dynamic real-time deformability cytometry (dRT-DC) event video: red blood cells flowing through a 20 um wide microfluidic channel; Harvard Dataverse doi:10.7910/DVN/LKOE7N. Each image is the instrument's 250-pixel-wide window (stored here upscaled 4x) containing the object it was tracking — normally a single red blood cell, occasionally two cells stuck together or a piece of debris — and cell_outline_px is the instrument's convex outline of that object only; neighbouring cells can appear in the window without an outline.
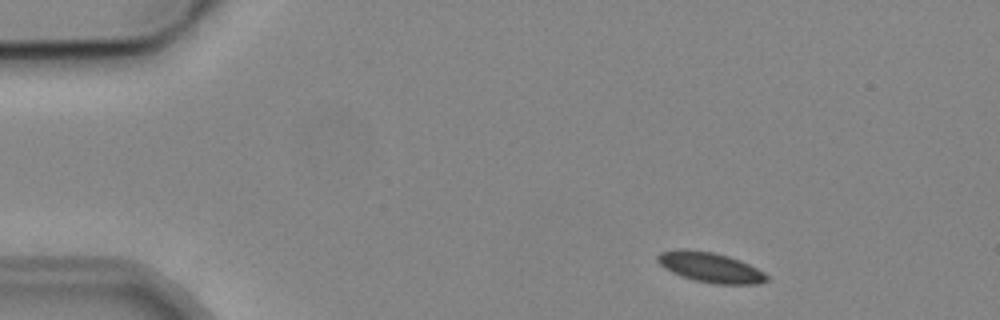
{"species": "common noctule bat (a hibernating species)", "species_latin": "Nyctalus noctula", "temperature_condition": "cold", "stored_images_in_passage": 5, "camera_frame_rate_fps": 3000, "um_per_image_px": 0.085, "animal": {"sex": "male", "body_mass_g": 19.2, "forearm_length_mm": 51.8}, "frame": {"image": 1, "passage_image": 1, "time_ms": 0.0, "image_size_px": [1000, 320], "cell_outline_px": [[768, 280], [760, 284], [716, 284], [696, 280], [672, 272], [664, 268], [656, 260], [656, 256], [660, 252], [680, 248], [684, 248], [712, 252], [728, 256], [740, 260], [764, 272], [768, 276]], "centroid_in_image_um": [60.37, 22.71], "position_along_channel_um": 24.6, "area_um2": 19.07}}
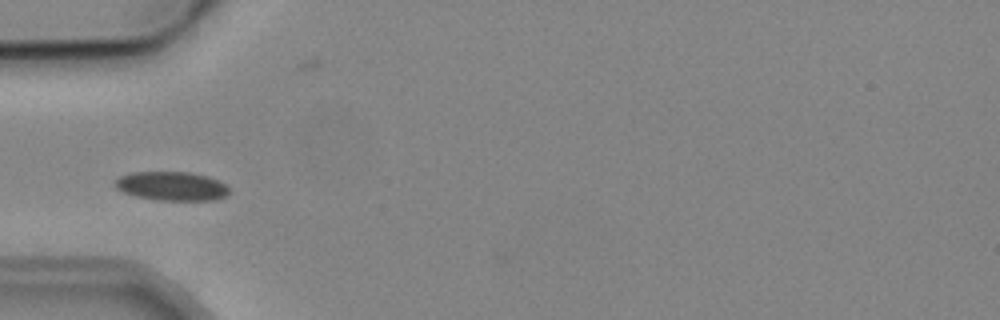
{"frame": {"image": 2, "passage_image": 4, "time_ms": 3.333, "image_size_px": [1000, 320], "cell_outline_px": [[228, 192], [224, 196], [212, 200], [156, 200], [136, 196], [124, 192], [116, 188], [112, 184], [120, 176], [132, 172], [188, 172], [208, 176], [224, 184], [228, 188]], "centroid_in_image_um": [14.54, 15.81], "position_along_channel_um": 70.5, "area_um2": 19.07}}